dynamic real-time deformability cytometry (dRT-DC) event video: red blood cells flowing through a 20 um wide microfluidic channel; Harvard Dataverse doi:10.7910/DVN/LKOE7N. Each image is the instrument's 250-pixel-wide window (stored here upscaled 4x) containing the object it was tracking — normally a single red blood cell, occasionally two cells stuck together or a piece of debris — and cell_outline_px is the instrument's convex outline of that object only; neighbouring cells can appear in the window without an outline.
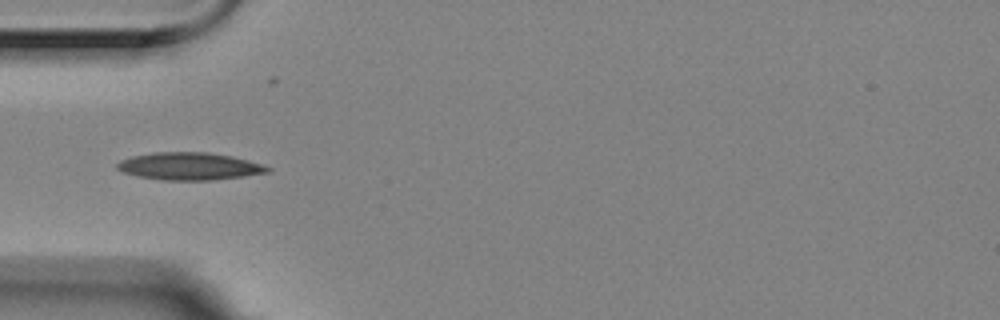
{"species": "Egyptian fruit bat (a non-hibernating species)", "species_latin": "Rousettus aegyptiacus", "temperature_condition": "room temperature", "stored_images_in_passage": 40, "camera_frame_rate_fps": 3000, "um_per_image_px": 0.085, "animal": {"sex": "female"}, "frame": {"image": 1, "passage_image": 1, "time_ms": 0.0, "image_size_px": [1000, 320], "cell_outline_px": [[272, 172], [244, 176], [212, 180], [164, 180], [140, 176], [124, 172], [116, 168], [116, 164], [120, 160], [132, 156], [152, 152], [204, 152], [232, 156], [264, 164], [272, 168]], "centroid_in_image_um": [16.14, 14.13], "position_along_channel_um": 68.9, "area_um2": 24.1}}
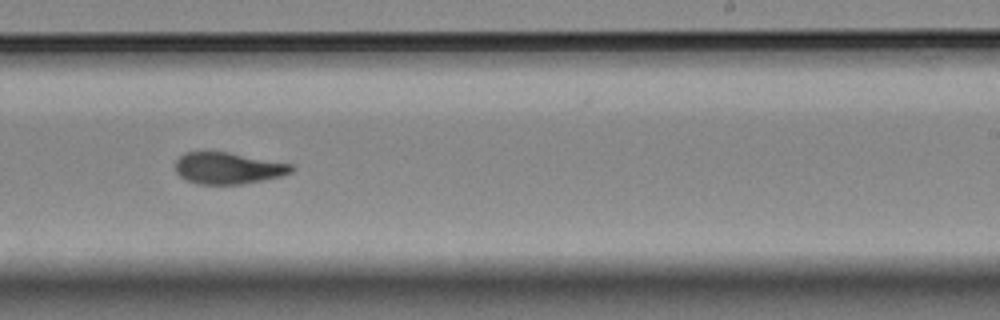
{"frame": {"image": 2, "passage_image": 18, "time_ms": 5.667, "image_size_px": [1000, 320], "cell_outline_px": [[296, 168], [292, 172], [280, 176], [264, 180], [240, 184], [196, 184], [184, 180], [176, 172], [176, 160], [184, 152], [228, 152], [292, 164]], "centroid_in_image_um": [19.38, 14.3], "position_along_channel_um": 269.6, "area_um2": 21.39}}
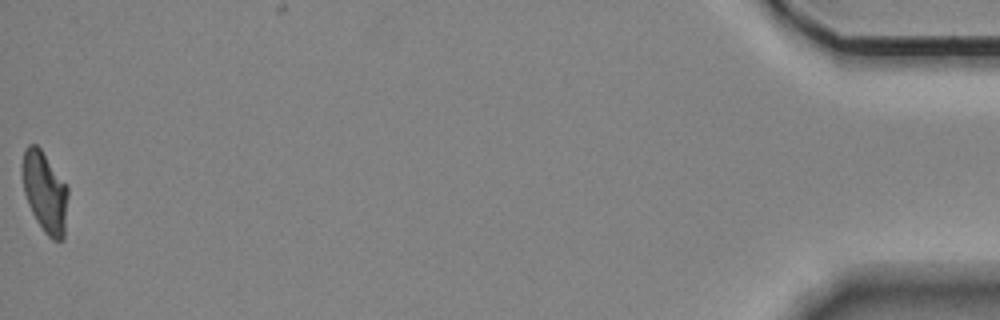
{"frame": {"image": 3, "passage_image": 40, "time_ms": 13.0, "image_size_px": [1000, 320], "cell_outline_px": [[68, 196], [64, 240], [52, 240], [44, 232], [36, 220], [28, 204], [24, 192], [20, 168], [24, 148], [28, 144], [36, 144], [40, 148], [68, 188]], "centroid_in_image_um": [3.79, 16.32], "position_along_channel_um": 431.4, "area_um2": 21.68}, "authors_computed_cell_mechanics": {"area_um2": 22.0218, "velocity_mm_per_s": 3.5308, "shape_relaxation_time_tau1_ms": 4.3819, "shape_relaxation_time_tau2_ms": 1.3662, "deformation_change_tau1": 0.1692, "deformation_change_tau2": 0.0802}}